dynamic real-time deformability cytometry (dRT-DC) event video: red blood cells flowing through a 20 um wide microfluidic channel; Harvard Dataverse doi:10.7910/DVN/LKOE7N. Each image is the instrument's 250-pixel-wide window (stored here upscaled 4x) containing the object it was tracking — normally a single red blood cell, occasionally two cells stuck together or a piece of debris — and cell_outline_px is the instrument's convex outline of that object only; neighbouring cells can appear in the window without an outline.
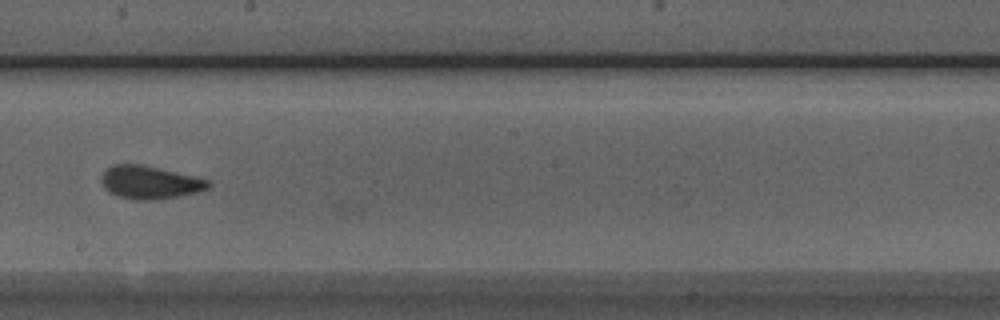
{"species": "Egyptian fruit bat (a non-hibernating species)", "species_latin": "Rousettus aegyptiacus", "temperature_condition": "room temperature", "stored_images_in_passage": 28, "camera_frame_rate_fps": 3000, "um_per_image_px": 0.085, "animal": {"sex": "male"}, "frame": {"image": 1, "passage_image": 27, "time_ms": 8.667, "image_size_px": [1000, 320], "cell_outline_px": [[212, 184], [208, 188], [196, 192], [156, 200], [136, 200], [120, 196], [108, 192], [104, 188], [100, 180], [100, 176], [112, 164], [140, 164], [196, 176], [212, 180]], "centroid_in_image_um": [12.74, 15.49], "position_along_channel_um": 235.5, "area_um2": 20.63}}